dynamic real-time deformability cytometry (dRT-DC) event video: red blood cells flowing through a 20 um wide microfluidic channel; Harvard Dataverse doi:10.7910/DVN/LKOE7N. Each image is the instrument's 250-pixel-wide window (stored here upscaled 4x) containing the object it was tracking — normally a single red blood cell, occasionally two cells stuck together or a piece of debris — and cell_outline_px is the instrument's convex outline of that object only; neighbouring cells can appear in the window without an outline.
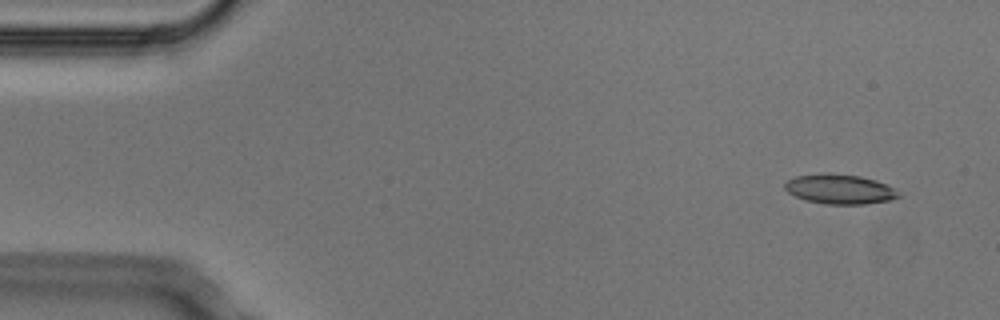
{"species": "Egyptian fruit bat (a non-hibernating species)", "species_latin": "Rousettus aegyptiacus", "temperature_condition": "cold", "stored_images_in_passage": 4, "camera_frame_rate_fps": 3000, "um_per_image_px": 0.085, "animal": {"sex": "male"}, "frame": {"image": 1, "passage_image": 1, "time_ms": 0.0, "image_size_px": [1000, 320], "cell_outline_px": [[904, 196], [888, 200], [864, 204], [824, 204], [804, 200], [788, 192], [784, 188], [784, 184], [788, 180], [796, 176], [860, 176], [876, 180], [892, 188]], "centroid_in_image_um": [71.4, 16.13], "position_along_channel_um": 13.6, "area_um2": 18.79}}
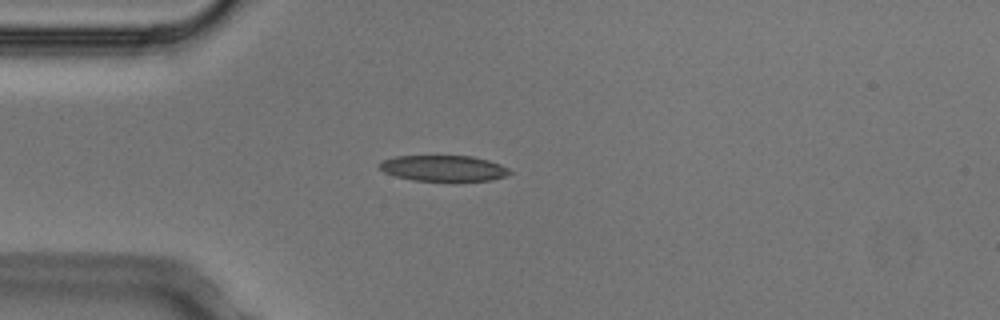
{"frame": {"image": 2, "passage_image": 4, "time_ms": 1.0, "image_size_px": [1000, 320], "cell_outline_px": [[512, 172], [504, 176], [492, 180], [452, 184], [412, 180], [396, 176], [384, 172], [376, 164], [380, 160], [396, 156], [472, 156], [488, 160], [500, 164], [508, 168]], "centroid_in_image_um": [37.69, 14.35], "position_along_channel_um": 47.3, "area_um2": 20.63}}